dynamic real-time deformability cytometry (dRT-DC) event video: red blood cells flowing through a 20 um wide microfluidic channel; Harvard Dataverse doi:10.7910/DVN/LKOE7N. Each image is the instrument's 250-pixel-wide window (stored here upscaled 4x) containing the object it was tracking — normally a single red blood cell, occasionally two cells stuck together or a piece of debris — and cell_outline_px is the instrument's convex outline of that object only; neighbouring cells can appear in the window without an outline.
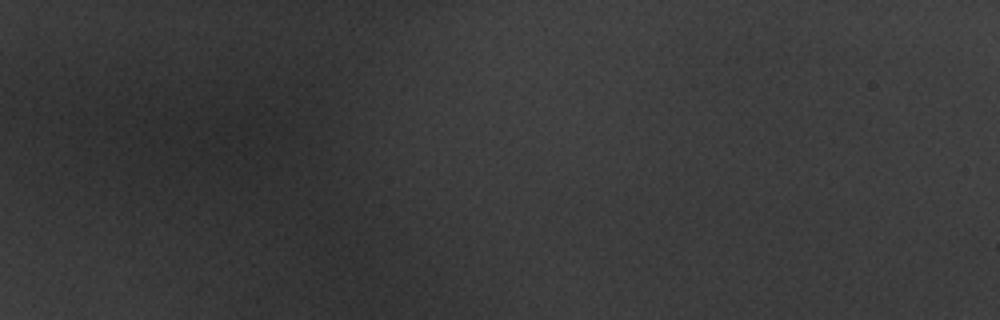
{"species": "common noctule bat (a hibernating species)", "species_latin": "Nyctalus noctula", "temperature_condition": "warm", "stored_images_in_passage": 3, "camera_frame_rate_fps": 3000, "um_per_image_px": 0.085, "animal": {"sex": "male", "body_mass_g": 20.1, "forearm_length_mm": 53.5}, "frame": {"image": 1, "passage_image": 2, "time_ms": 0.333, "image_size_px": [1000, 320], "cell_outline_px": [[312, 136], [308, 156], [300, 168], [256, 172], [224, 152], [212, 140], [212, 132], [240, 116], [268, 108], [300, 116]], "centroid_in_image_um": [22.59, 11.93], "position_along_channel_um": 62.4, "area_um2": 33.18}}